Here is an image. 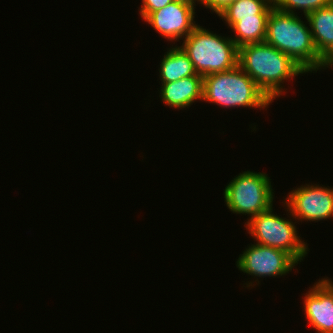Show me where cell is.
Returning <instances> with one entry per match:
<instances>
[{
  "label": "cell",
  "mask_w": 333,
  "mask_h": 333,
  "mask_svg": "<svg viewBox=\"0 0 333 333\" xmlns=\"http://www.w3.org/2000/svg\"><path fill=\"white\" fill-rule=\"evenodd\" d=\"M238 66L272 102L287 90L283 82L306 74L288 55L265 41L240 46Z\"/></svg>",
  "instance_id": "6da1fadb"
},
{
  "label": "cell",
  "mask_w": 333,
  "mask_h": 333,
  "mask_svg": "<svg viewBox=\"0 0 333 333\" xmlns=\"http://www.w3.org/2000/svg\"><path fill=\"white\" fill-rule=\"evenodd\" d=\"M298 15L274 6L268 17L265 42L288 55L306 73L326 70L327 62L315 49L307 17L303 22Z\"/></svg>",
  "instance_id": "7a4b0ae2"
},
{
  "label": "cell",
  "mask_w": 333,
  "mask_h": 333,
  "mask_svg": "<svg viewBox=\"0 0 333 333\" xmlns=\"http://www.w3.org/2000/svg\"><path fill=\"white\" fill-rule=\"evenodd\" d=\"M203 101L225 108L265 109L272 101L239 67L203 77Z\"/></svg>",
  "instance_id": "3957f363"
},
{
  "label": "cell",
  "mask_w": 333,
  "mask_h": 333,
  "mask_svg": "<svg viewBox=\"0 0 333 333\" xmlns=\"http://www.w3.org/2000/svg\"><path fill=\"white\" fill-rule=\"evenodd\" d=\"M182 50L198 75L226 72L238 66L239 47L229 36H222L199 24L183 39Z\"/></svg>",
  "instance_id": "277c9868"
},
{
  "label": "cell",
  "mask_w": 333,
  "mask_h": 333,
  "mask_svg": "<svg viewBox=\"0 0 333 333\" xmlns=\"http://www.w3.org/2000/svg\"><path fill=\"white\" fill-rule=\"evenodd\" d=\"M285 210L288 211V218L274 214L273 206L245 222L248 234L254 239V243L281 249L289 253L299 264L308 254V245L298 236L294 218L288 207L282 202ZM290 213V214H289ZM281 216V217H280Z\"/></svg>",
  "instance_id": "5b68a950"
},
{
  "label": "cell",
  "mask_w": 333,
  "mask_h": 333,
  "mask_svg": "<svg viewBox=\"0 0 333 333\" xmlns=\"http://www.w3.org/2000/svg\"><path fill=\"white\" fill-rule=\"evenodd\" d=\"M223 189L227 208L240 215H247V221L273 206L274 190L265 172L244 171L234 176Z\"/></svg>",
  "instance_id": "8992f818"
},
{
  "label": "cell",
  "mask_w": 333,
  "mask_h": 333,
  "mask_svg": "<svg viewBox=\"0 0 333 333\" xmlns=\"http://www.w3.org/2000/svg\"><path fill=\"white\" fill-rule=\"evenodd\" d=\"M328 187V188H327ZM319 184H305L291 190L284 203L294 220L323 221L333 218V188Z\"/></svg>",
  "instance_id": "52a82bcc"
},
{
  "label": "cell",
  "mask_w": 333,
  "mask_h": 333,
  "mask_svg": "<svg viewBox=\"0 0 333 333\" xmlns=\"http://www.w3.org/2000/svg\"><path fill=\"white\" fill-rule=\"evenodd\" d=\"M298 264L286 251L257 243L247 246L236 261L238 270L255 279L287 275Z\"/></svg>",
  "instance_id": "ba28073f"
},
{
  "label": "cell",
  "mask_w": 333,
  "mask_h": 333,
  "mask_svg": "<svg viewBox=\"0 0 333 333\" xmlns=\"http://www.w3.org/2000/svg\"><path fill=\"white\" fill-rule=\"evenodd\" d=\"M196 3L173 1L165 7L151 12L144 22L153 27L167 41L185 39L198 25L195 22Z\"/></svg>",
  "instance_id": "9c48e42d"
},
{
  "label": "cell",
  "mask_w": 333,
  "mask_h": 333,
  "mask_svg": "<svg viewBox=\"0 0 333 333\" xmlns=\"http://www.w3.org/2000/svg\"><path fill=\"white\" fill-rule=\"evenodd\" d=\"M304 294L305 318L316 333H333V282L324 277Z\"/></svg>",
  "instance_id": "30bf717a"
},
{
  "label": "cell",
  "mask_w": 333,
  "mask_h": 333,
  "mask_svg": "<svg viewBox=\"0 0 333 333\" xmlns=\"http://www.w3.org/2000/svg\"><path fill=\"white\" fill-rule=\"evenodd\" d=\"M159 97L165 106L188 109L192 103L203 100V76L184 77L175 82L161 83Z\"/></svg>",
  "instance_id": "8fae6325"
},
{
  "label": "cell",
  "mask_w": 333,
  "mask_h": 333,
  "mask_svg": "<svg viewBox=\"0 0 333 333\" xmlns=\"http://www.w3.org/2000/svg\"><path fill=\"white\" fill-rule=\"evenodd\" d=\"M313 43L318 54L328 63L333 58V2L307 16Z\"/></svg>",
  "instance_id": "7c38bea8"
},
{
  "label": "cell",
  "mask_w": 333,
  "mask_h": 333,
  "mask_svg": "<svg viewBox=\"0 0 333 333\" xmlns=\"http://www.w3.org/2000/svg\"><path fill=\"white\" fill-rule=\"evenodd\" d=\"M159 66L161 83L175 82L184 77L198 75L188 55L177 45L167 49Z\"/></svg>",
  "instance_id": "4fadbf2b"
},
{
  "label": "cell",
  "mask_w": 333,
  "mask_h": 333,
  "mask_svg": "<svg viewBox=\"0 0 333 333\" xmlns=\"http://www.w3.org/2000/svg\"><path fill=\"white\" fill-rule=\"evenodd\" d=\"M273 7V0H235L217 16L231 28L242 19L268 18Z\"/></svg>",
  "instance_id": "5bb4252c"
},
{
  "label": "cell",
  "mask_w": 333,
  "mask_h": 333,
  "mask_svg": "<svg viewBox=\"0 0 333 333\" xmlns=\"http://www.w3.org/2000/svg\"><path fill=\"white\" fill-rule=\"evenodd\" d=\"M268 18H248L236 22L231 28L234 36H230L240 47L250 43L265 41Z\"/></svg>",
  "instance_id": "9a60e30c"
},
{
  "label": "cell",
  "mask_w": 333,
  "mask_h": 333,
  "mask_svg": "<svg viewBox=\"0 0 333 333\" xmlns=\"http://www.w3.org/2000/svg\"><path fill=\"white\" fill-rule=\"evenodd\" d=\"M274 6L287 13L297 14V9L303 11V15L307 16L314 10L329 6L333 0H273Z\"/></svg>",
  "instance_id": "2e32d148"
},
{
  "label": "cell",
  "mask_w": 333,
  "mask_h": 333,
  "mask_svg": "<svg viewBox=\"0 0 333 333\" xmlns=\"http://www.w3.org/2000/svg\"><path fill=\"white\" fill-rule=\"evenodd\" d=\"M142 4L139 7L140 18L145 19L151 12L165 7L174 0H141Z\"/></svg>",
  "instance_id": "e0dca14e"
},
{
  "label": "cell",
  "mask_w": 333,
  "mask_h": 333,
  "mask_svg": "<svg viewBox=\"0 0 333 333\" xmlns=\"http://www.w3.org/2000/svg\"><path fill=\"white\" fill-rule=\"evenodd\" d=\"M235 0H198V4H201L210 9L213 13L217 15L225 9L230 3L234 2Z\"/></svg>",
  "instance_id": "ac0fdd59"
},
{
  "label": "cell",
  "mask_w": 333,
  "mask_h": 333,
  "mask_svg": "<svg viewBox=\"0 0 333 333\" xmlns=\"http://www.w3.org/2000/svg\"><path fill=\"white\" fill-rule=\"evenodd\" d=\"M174 1H182V2H186V3H197L198 4V0H174Z\"/></svg>",
  "instance_id": "d6986e66"
},
{
  "label": "cell",
  "mask_w": 333,
  "mask_h": 333,
  "mask_svg": "<svg viewBox=\"0 0 333 333\" xmlns=\"http://www.w3.org/2000/svg\"><path fill=\"white\" fill-rule=\"evenodd\" d=\"M333 67V58L327 63V68Z\"/></svg>",
  "instance_id": "ffe728a7"
}]
</instances>
